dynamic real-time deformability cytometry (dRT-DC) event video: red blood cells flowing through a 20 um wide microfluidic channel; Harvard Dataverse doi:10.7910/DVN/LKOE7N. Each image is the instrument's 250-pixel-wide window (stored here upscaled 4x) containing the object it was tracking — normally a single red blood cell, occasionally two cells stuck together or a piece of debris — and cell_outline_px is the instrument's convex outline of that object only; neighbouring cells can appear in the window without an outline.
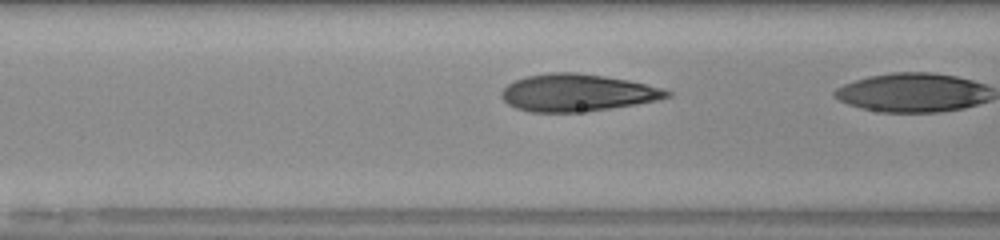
{"species": "human", "species_latin": "Homo sapiens", "temperature_condition": "room temperature", "stored_images_in_passage": 6, "camera_frame_rate_fps": 3000, "um_per_image_px": 0.085, "donor": {"sex": "male"}, "frame": {"image": 1, "passage_image": 5, "time_ms": 1.333, "image_size_px": [1000, 240], "cell_outline_px": [[672, 96], [656, 100], [636, 104], [584, 112], [532, 112], [516, 108], [508, 104], [500, 96], [500, 92], [508, 84], [524, 76], [552, 72], [576, 72], [604, 76], [628, 80], [664, 88], [672, 92]], "centroid_in_image_um": [49.06, 7.88], "position_along_channel_um": 117.5, "area_um2": 36.01}}